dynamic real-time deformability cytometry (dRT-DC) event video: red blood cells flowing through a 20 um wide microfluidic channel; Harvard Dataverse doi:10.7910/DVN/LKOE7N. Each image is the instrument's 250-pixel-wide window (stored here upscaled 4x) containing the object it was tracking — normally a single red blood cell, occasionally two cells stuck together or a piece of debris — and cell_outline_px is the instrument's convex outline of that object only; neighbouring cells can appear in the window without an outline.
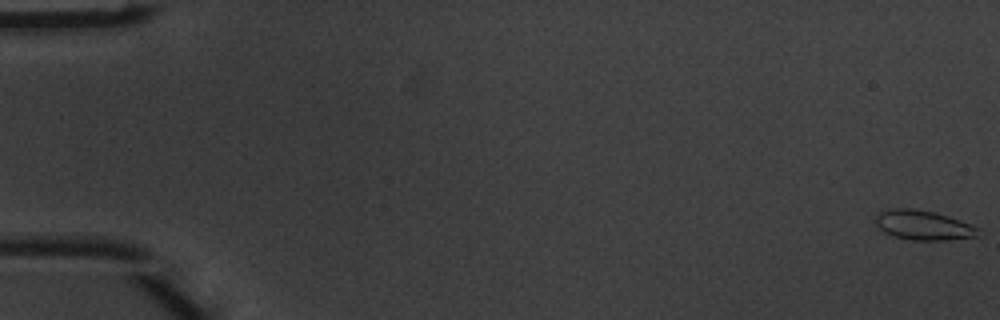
{"species": "common noctule bat (a hibernating species)", "species_latin": "Nyctalus noctula", "temperature_condition": "warm", "stored_images_in_passage": 8, "camera_frame_rate_fps": 3000, "um_per_image_px": 0.085, "animal": {"sex": "male", "body_mass_g": 20.1, "forearm_length_mm": 53.5}, "frame": {"image": 1, "passage_image": 1, "time_ms": 0.0, "image_size_px": [1000, 320], "cell_outline_px": [[980, 228], [976, 236], [948, 240], [912, 240], [892, 236], [884, 232], [876, 224], [876, 216], [880, 212], [892, 208], [912, 208], [936, 212], [948, 216]], "centroid_in_image_um": [78.46, 19.14], "position_along_channel_um": 6.5, "area_um2": 17.63}}
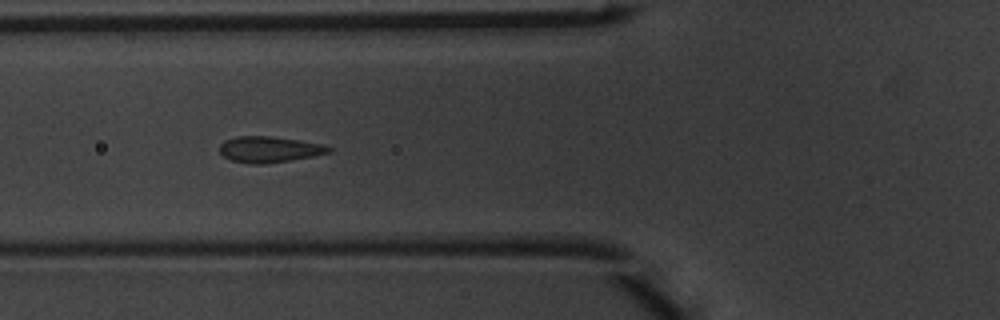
{"frame": {"image": 2, "passage_image": 6, "time_ms": 1.667, "image_size_px": [1000, 320], "cell_outline_px": [[332, 152], [292, 160], [264, 164], [252, 164], [232, 160], [224, 156], [220, 152], [220, 144], [224, 140], [236, 136], [268, 136], [300, 140], [324, 144], [332, 148]], "centroid_in_image_um": [22.91, 12.69], "position_along_channel_um": 102.9, "area_um2": 16.59}}
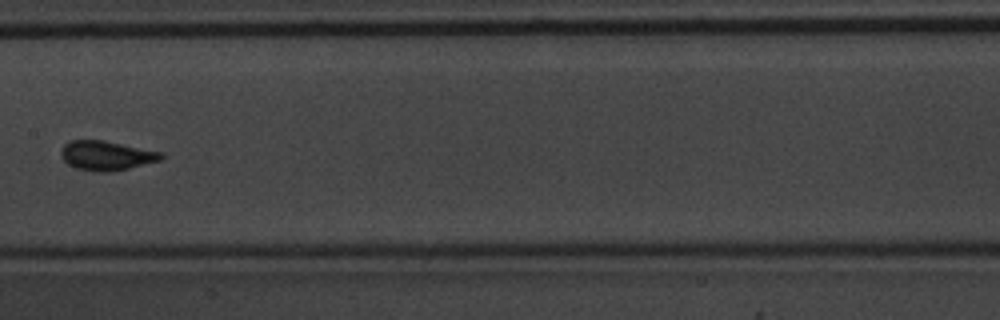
{"frame": {"image": 3, "passage_image": 8, "time_ms": 2.333, "image_size_px": [1000, 320], "cell_outline_px": [[164, 156], [160, 160], [112, 172], [96, 172], [76, 168], [68, 164], [60, 156], [60, 152], [64, 144], [72, 140], [104, 140], [164, 152]], "centroid_in_image_um": [9.04, 13.22], "position_along_channel_um": 198.4, "area_um2": 17.28}}